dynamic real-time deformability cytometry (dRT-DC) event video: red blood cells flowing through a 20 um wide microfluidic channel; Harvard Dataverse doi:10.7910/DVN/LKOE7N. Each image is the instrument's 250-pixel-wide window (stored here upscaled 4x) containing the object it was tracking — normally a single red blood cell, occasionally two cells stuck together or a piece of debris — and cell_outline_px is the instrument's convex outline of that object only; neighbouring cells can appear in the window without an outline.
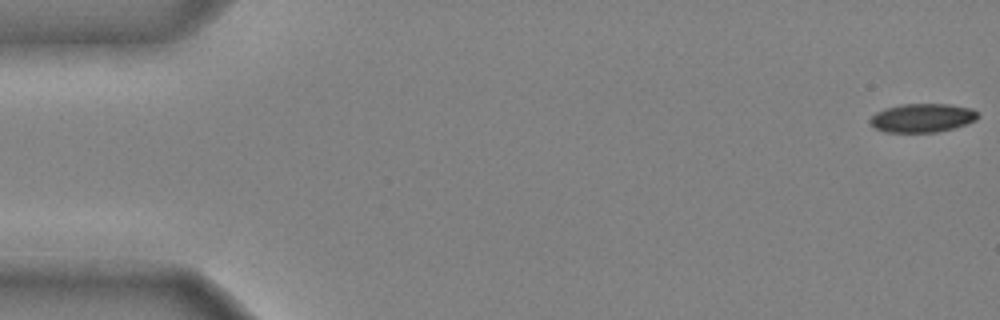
{"species": "common noctule bat (a hibernating species)", "species_latin": "Nyctalus noctula", "temperature_condition": "cold", "stored_images_in_passage": 46, "camera_frame_rate_fps": 3000, "um_per_image_px": 0.085, "animal": {"sex": "male", "body_mass_g": 20.4}, "frame": {"image": 1, "passage_image": 1, "time_ms": 0.0, "image_size_px": [1000, 320], "cell_outline_px": [[980, 116], [976, 120], [952, 128], [936, 132], [884, 132], [868, 124], [868, 120], [876, 112], [884, 108], [900, 104], [948, 104], [972, 108]], "centroid_in_image_um": [78.35, 10.01], "position_along_channel_um": 6.6, "area_um2": 18.09}}
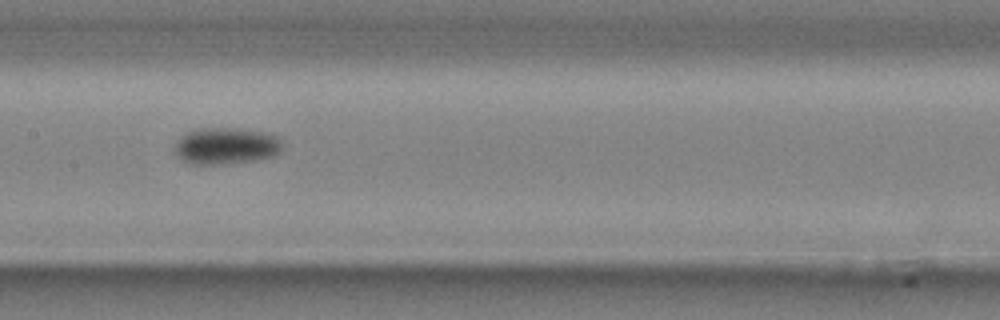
{"frame": {"image": 2, "passage_image": 25, "time_ms": 8.0, "image_size_px": [1000, 320], "cell_outline_px": [[280, 152], [272, 156], [256, 160], [216, 164], [196, 164], [184, 160], [176, 152], [176, 140], [180, 136], [188, 132], [200, 128], [236, 128], [264, 132], [276, 136], [280, 140]], "centroid_in_image_um": [19.21, 12.39], "position_along_channel_um": 188.2, "area_um2": 22.54}}
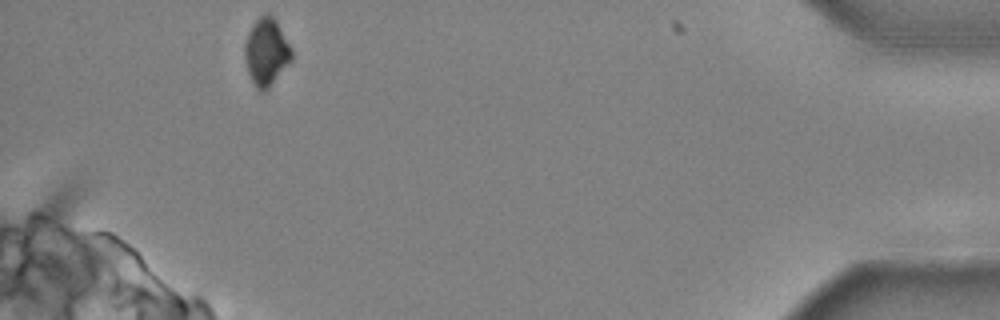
{"frame": {"image": 3, "passage_image": 46, "time_ms": 15.0, "image_size_px": [1000, 320], "cell_outline_px": [[292, 60], [268, 88], [264, 92], [260, 92], [256, 88], [248, 72], [244, 56], [244, 44], [248, 32], [252, 24], [264, 12], [268, 12], [276, 20], [292, 48]], "centroid_in_image_um": [22.63, 4.39], "position_along_channel_um": 412.6, "area_um2": 18.5}, "authors_computed_cell_mechanics": {"area_um2": 19.7965, "velocity_mm_per_s": 3.9786, "shape_relaxation_time_tau1_ms": 1.9276, "shape_relaxation_time_tau2_ms": null, "deformation_change_tau1": 0.088, "deformation_change_tau2": null}}